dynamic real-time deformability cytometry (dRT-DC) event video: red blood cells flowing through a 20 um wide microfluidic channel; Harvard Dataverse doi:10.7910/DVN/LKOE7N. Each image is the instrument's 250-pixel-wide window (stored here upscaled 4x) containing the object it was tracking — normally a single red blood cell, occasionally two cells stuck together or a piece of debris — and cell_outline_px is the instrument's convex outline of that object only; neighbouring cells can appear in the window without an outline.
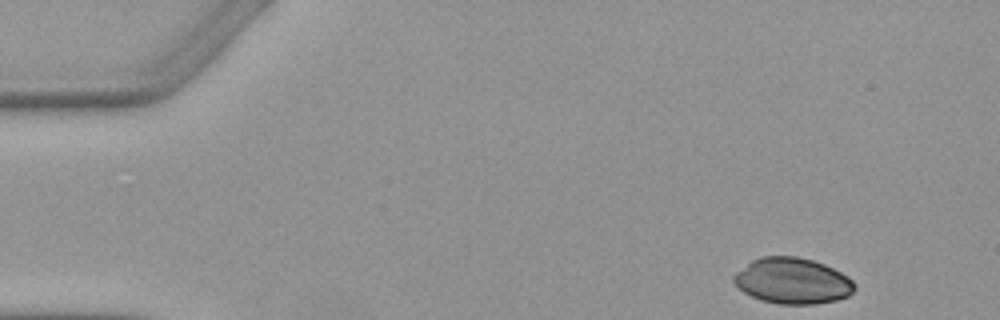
{"species": "Egyptian fruit bat (a non-hibernating species)", "species_latin": "Rousettus aegyptiacus", "temperature_condition": "warm", "stored_images_in_passage": 4, "camera_frame_rate_fps": 3000, "um_per_image_px": 0.085, "animal": {"sex": "female"}, "frame": {"image": 1, "passage_image": 1, "time_ms": 0.0, "image_size_px": [1000, 320], "cell_outline_px": [[856, 288], [848, 296], [836, 300], [816, 304], [780, 304], [760, 300], [744, 292], [732, 280], [732, 276], [736, 272], [752, 260], [760, 256], [796, 256], [812, 260], [824, 264], [848, 276], [856, 284]], "centroid_in_image_um": [67.37, 23.87], "position_along_channel_um": 17.6, "area_um2": 32.37}}
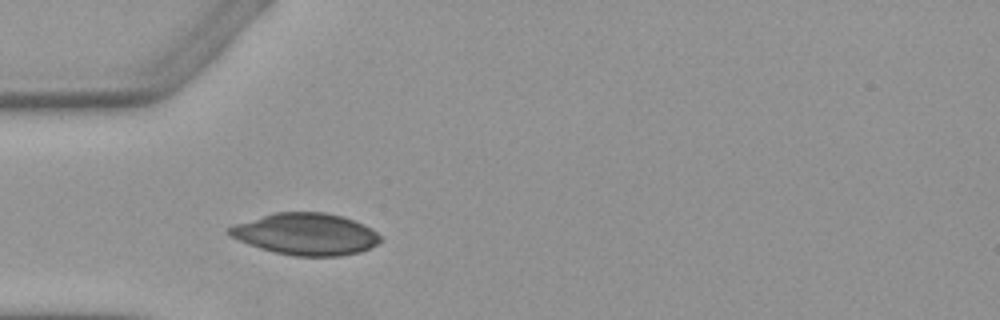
{"frame": {"image": 2, "passage_image": 4, "time_ms": 3.667, "image_size_px": [1000, 320], "cell_outline_px": [[380, 240], [376, 244], [360, 252], [340, 256], [292, 256], [272, 252], [248, 244], [224, 232], [228, 228], [236, 224], [276, 212], [324, 212], [344, 216], [364, 224], [372, 228], [380, 236]], "centroid_in_image_um": [26.01, 19.9], "position_along_channel_um": 59.0, "area_um2": 36.7}}